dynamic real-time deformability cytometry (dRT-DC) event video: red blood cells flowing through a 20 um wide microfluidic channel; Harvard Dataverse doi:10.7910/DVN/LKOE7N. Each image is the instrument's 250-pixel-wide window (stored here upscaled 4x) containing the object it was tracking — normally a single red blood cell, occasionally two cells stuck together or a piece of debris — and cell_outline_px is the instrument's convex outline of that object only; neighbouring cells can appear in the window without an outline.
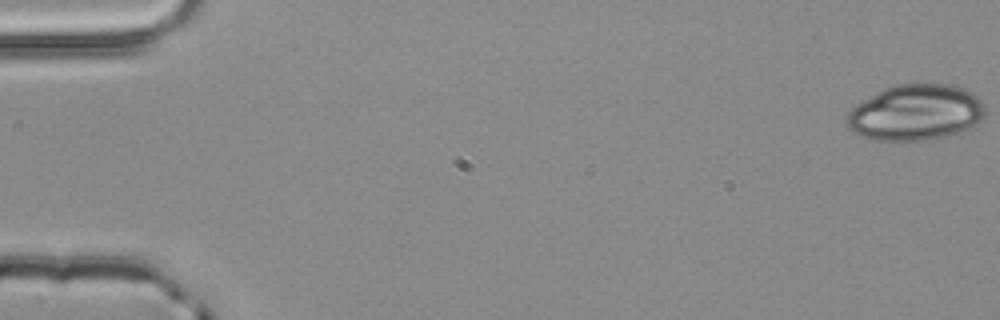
{"species": "common noctule bat (a hibernating species)", "species_latin": "Nyctalus noctula", "temperature_condition": "room temperature", "stored_images_in_passage": 4, "camera_frame_rate_fps": 3000, "um_per_image_px": 0.085, "animal": {"sex": "male", "body_mass_g": 20.4}, "frame": {"image": 1, "passage_image": 1, "time_ms": 0.0, "image_size_px": [1000, 320], "cell_outline_px": [[984, 112], [980, 120], [976, 124], [968, 128], [944, 136], [924, 140], [876, 140], [864, 136], [848, 128], [848, 112], [856, 104], [884, 88], [896, 84], [924, 80], [948, 84], [964, 88], [972, 92], [984, 104]], "centroid_in_image_um": [77.84, 9.5], "position_along_channel_um": 7.2, "area_um2": 45.2}}